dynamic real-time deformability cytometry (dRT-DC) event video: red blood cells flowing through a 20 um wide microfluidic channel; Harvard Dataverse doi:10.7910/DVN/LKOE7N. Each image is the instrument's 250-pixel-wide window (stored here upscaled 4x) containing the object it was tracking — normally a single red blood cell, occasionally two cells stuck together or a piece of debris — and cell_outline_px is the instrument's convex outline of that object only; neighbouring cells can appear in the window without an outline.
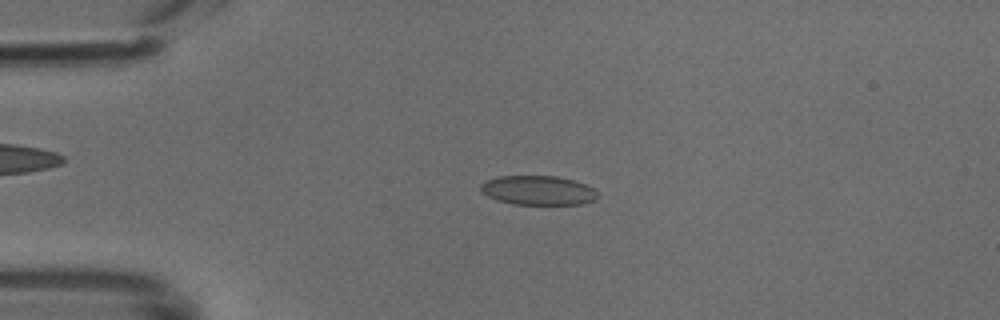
{"species": "common noctule bat (a hibernating species)", "species_latin": "Nyctalus noctula", "temperature_condition": "cold", "stored_images_in_passage": 48, "camera_frame_rate_fps": 3000, "um_per_image_px": 0.085, "animal": {"sex": "male", "body_mass_g": 18.8}, "frame": {"image": 1, "passage_image": 11, "time_ms": 3.333, "image_size_px": [1000, 320], "cell_outline_px": [[600, 196], [596, 200], [580, 204], [512, 204], [496, 200], [480, 192], [480, 184], [484, 180], [500, 176], [556, 176], [572, 180], [584, 184], [592, 188]], "centroid_in_image_um": [45.7, 16.18], "position_along_channel_um": 39.3, "area_um2": 20.06}}
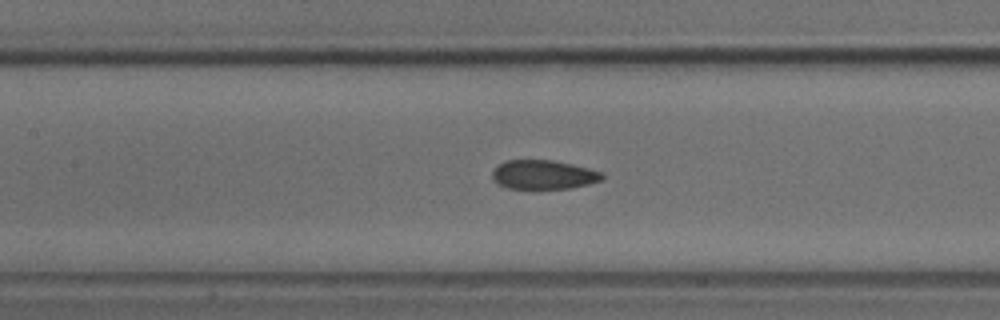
{"frame": {"image": 2, "passage_image": 22, "time_ms": 7.0, "image_size_px": [1000, 320], "cell_outline_px": [[604, 180], [572, 188], [536, 192], [508, 188], [496, 184], [492, 180], [492, 172], [504, 160], [552, 160], [572, 164], [604, 172]], "centroid_in_image_um": [46.19, 14.9], "position_along_channel_um": 161.2, "area_um2": 19.65}}
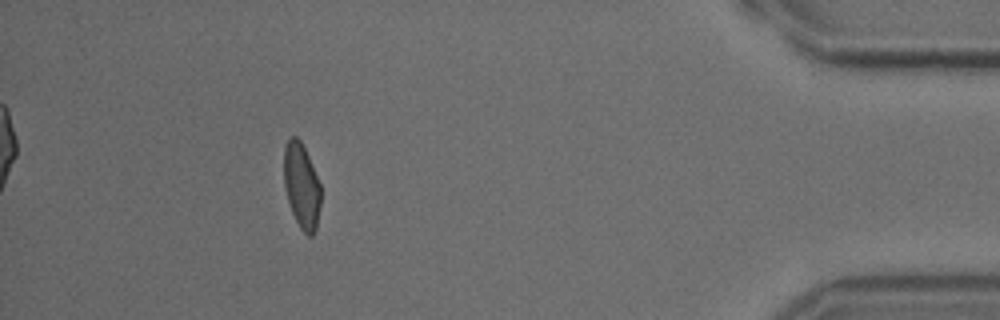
{"frame": {"image": 3, "passage_image": 44, "time_ms": 14.333, "image_size_px": [1000, 320], "cell_outline_px": [[320, 204], [316, 228], [312, 236], [308, 236], [300, 228], [292, 212], [284, 188], [284, 144], [292, 136], [296, 136], [300, 140], [308, 156], [320, 184]], "centroid_in_image_um": [25.62, 15.79], "position_along_channel_um": 409.6, "area_um2": 18.15}}